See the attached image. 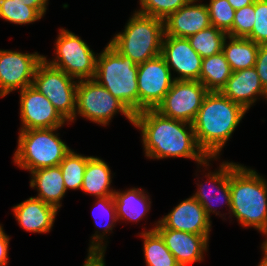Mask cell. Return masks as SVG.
Segmentation results:
<instances>
[{
	"label": "cell",
	"instance_id": "6da1fadb",
	"mask_svg": "<svg viewBox=\"0 0 267 266\" xmlns=\"http://www.w3.org/2000/svg\"><path fill=\"white\" fill-rule=\"evenodd\" d=\"M133 125L141 129L148 158L183 157L209 166V158L198 146L191 123L166 117L155 109H145L134 115Z\"/></svg>",
	"mask_w": 267,
	"mask_h": 266
},
{
	"label": "cell",
	"instance_id": "7a4b0ae2",
	"mask_svg": "<svg viewBox=\"0 0 267 266\" xmlns=\"http://www.w3.org/2000/svg\"><path fill=\"white\" fill-rule=\"evenodd\" d=\"M246 112L220 91L208 92L192 125L198 146L209 160L217 159Z\"/></svg>",
	"mask_w": 267,
	"mask_h": 266
},
{
	"label": "cell",
	"instance_id": "3957f363",
	"mask_svg": "<svg viewBox=\"0 0 267 266\" xmlns=\"http://www.w3.org/2000/svg\"><path fill=\"white\" fill-rule=\"evenodd\" d=\"M230 212L243 227L267 234V182L255 170L229 162Z\"/></svg>",
	"mask_w": 267,
	"mask_h": 266
},
{
	"label": "cell",
	"instance_id": "277c9868",
	"mask_svg": "<svg viewBox=\"0 0 267 266\" xmlns=\"http://www.w3.org/2000/svg\"><path fill=\"white\" fill-rule=\"evenodd\" d=\"M138 65L110 43L97 57L94 78L134 115L138 113Z\"/></svg>",
	"mask_w": 267,
	"mask_h": 266
},
{
	"label": "cell",
	"instance_id": "5b68a950",
	"mask_svg": "<svg viewBox=\"0 0 267 266\" xmlns=\"http://www.w3.org/2000/svg\"><path fill=\"white\" fill-rule=\"evenodd\" d=\"M164 35V20L135 11L124 32L116 34L109 43L139 65L161 54Z\"/></svg>",
	"mask_w": 267,
	"mask_h": 266
},
{
	"label": "cell",
	"instance_id": "8992f818",
	"mask_svg": "<svg viewBox=\"0 0 267 266\" xmlns=\"http://www.w3.org/2000/svg\"><path fill=\"white\" fill-rule=\"evenodd\" d=\"M57 129L20 130L14 163L29 172L59 166L71 149L58 137V134H54Z\"/></svg>",
	"mask_w": 267,
	"mask_h": 266
},
{
	"label": "cell",
	"instance_id": "52a82bcc",
	"mask_svg": "<svg viewBox=\"0 0 267 266\" xmlns=\"http://www.w3.org/2000/svg\"><path fill=\"white\" fill-rule=\"evenodd\" d=\"M117 112L134 124V114L95 79L78 80L75 117L78 113L94 123L107 125Z\"/></svg>",
	"mask_w": 267,
	"mask_h": 266
},
{
	"label": "cell",
	"instance_id": "ba28073f",
	"mask_svg": "<svg viewBox=\"0 0 267 266\" xmlns=\"http://www.w3.org/2000/svg\"><path fill=\"white\" fill-rule=\"evenodd\" d=\"M44 59L37 65L32 86L45 95L58 112L68 121L75 120L78 81Z\"/></svg>",
	"mask_w": 267,
	"mask_h": 266
},
{
	"label": "cell",
	"instance_id": "9c48e42d",
	"mask_svg": "<svg viewBox=\"0 0 267 266\" xmlns=\"http://www.w3.org/2000/svg\"><path fill=\"white\" fill-rule=\"evenodd\" d=\"M56 58L49 61L51 66L62 70L72 78L79 80L92 79L95 75L97 57L89 46L77 35L61 29L56 40Z\"/></svg>",
	"mask_w": 267,
	"mask_h": 266
},
{
	"label": "cell",
	"instance_id": "30bf717a",
	"mask_svg": "<svg viewBox=\"0 0 267 266\" xmlns=\"http://www.w3.org/2000/svg\"><path fill=\"white\" fill-rule=\"evenodd\" d=\"M208 92L200 81L174 80L155 110L166 117L192 124Z\"/></svg>",
	"mask_w": 267,
	"mask_h": 266
},
{
	"label": "cell",
	"instance_id": "8fae6325",
	"mask_svg": "<svg viewBox=\"0 0 267 266\" xmlns=\"http://www.w3.org/2000/svg\"><path fill=\"white\" fill-rule=\"evenodd\" d=\"M137 80L138 112L155 109L174 82L161 54L138 65Z\"/></svg>",
	"mask_w": 267,
	"mask_h": 266
},
{
	"label": "cell",
	"instance_id": "7c38bea8",
	"mask_svg": "<svg viewBox=\"0 0 267 266\" xmlns=\"http://www.w3.org/2000/svg\"><path fill=\"white\" fill-rule=\"evenodd\" d=\"M36 53H21L12 50H0V97L13 90H23L31 86L37 65L43 60Z\"/></svg>",
	"mask_w": 267,
	"mask_h": 266
},
{
	"label": "cell",
	"instance_id": "4fadbf2b",
	"mask_svg": "<svg viewBox=\"0 0 267 266\" xmlns=\"http://www.w3.org/2000/svg\"><path fill=\"white\" fill-rule=\"evenodd\" d=\"M20 130L60 128L67 121L34 86L20 90Z\"/></svg>",
	"mask_w": 267,
	"mask_h": 266
},
{
	"label": "cell",
	"instance_id": "5bb4252c",
	"mask_svg": "<svg viewBox=\"0 0 267 266\" xmlns=\"http://www.w3.org/2000/svg\"><path fill=\"white\" fill-rule=\"evenodd\" d=\"M161 55L169 69L179 74L174 80L199 81L203 58L190 46L187 38L164 35Z\"/></svg>",
	"mask_w": 267,
	"mask_h": 266
},
{
	"label": "cell",
	"instance_id": "9a60e30c",
	"mask_svg": "<svg viewBox=\"0 0 267 266\" xmlns=\"http://www.w3.org/2000/svg\"><path fill=\"white\" fill-rule=\"evenodd\" d=\"M154 228L209 235L211 221L203 206L191 196L178 204L163 219L159 220Z\"/></svg>",
	"mask_w": 267,
	"mask_h": 266
},
{
	"label": "cell",
	"instance_id": "2e32d148",
	"mask_svg": "<svg viewBox=\"0 0 267 266\" xmlns=\"http://www.w3.org/2000/svg\"><path fill=\"white\" fill-rule=\"evenodd\" d=\"M195 2L190 0L164 20L165 35L187 38L212 25L207 5Z\"/></svg>",
	"mask_w": 267,
	"mask_h": 266
},
{
	"label": "cell",
	"instance_id": "e0dca14e",
	"mask_svg": "<svg viewBox=\"0 0 267 266\" xmlns=\"http://www.w3.org/2000/svg\"><path fill=\"white\" fill-rule=\"evenodd\" d=\"M180 266L203 260L208 248L209 235H198L172 229H155Z\"/></svg>",
	"mask_w": 267,
	"mask_h": 266
},
{
	"label": "cell",
	"instance_id": "ac0fdd59",
	"mask_svg": "<svg viewBox=\"0 0 267 266\" xmlns=\"http://www.w3.org/2000/svg\"><path fill=\"white\" fill-rule=\"evenodd\" d=\"M220 92L246 110L250 109L258 96L267 98V91L262 86L255 67L232 72Z\"/></svg>",
	"mask_w": 267,
	"mask_h": 266
},
{
	"label": "cell",
	"instance_id": "d6986e66",
	"mask_svg": "<svg viewBox=\"0 0 267 266\" xmlns=\"http://www.w3.org/2000/svg\"><path fill=\"white\" fill-rule=\"evenodd\" d=\"M58 209L39 198L29 199L13 207L19 225L26 231L47 233L53 227Z\"/></svg>",
	"mask_w": 267,
	"mask_h": 266
},
{
	"label": "cell",
	"instance_id": "ffe728a7",
	"mask_svg": "<svg viewBox=\"0 0 267 266\" xmlns=\"http://www.w3.org/2000/svg\"><path fill=\"white\" fill-rule=\"evenodd\" d=\"M30 173L32 175L30 187H36L39 192L36 198L59 209L60 200L66 193L61 168L59 166L46 167Z\"/></svg>",
	"mask_w": 267,
	"mask_h": 266
},
{
	"label": "cell",
	"instance_id": "44dd1931",
	"mask_svg": "<svg viewBox=\"0 0 267 266\" xmlns=\"http://www.w3.org/2000/svg\"><path fill=\"white\" fill-rule=\"evenodd\" d=\"M111 170L100 158L90 156L84 171L81 190L98 197L113 196L115 190L110 189Z\"/></svg>",
	"mask_w": 267,
	"mask_h": 266
},
{
	"label": "cell",
	"instance_id": "7402d4cb",
	"mask_svg": "<svg viewBox=\"0 0 267 266\" xmlns=\"http://www.w3.org/2000/svg\"><path fill=\"white\" fill-rule=\"evenodd\" d=\"M113 199L116 206V217L138 222L150 210V198L145 192L138 188L127 191H115Z\"/></svg>",
	"mask_w": 267,
	"mask_h": 266
},
{
	"label": "cell",
	"instance_id": "603a6c76",
	"mask_svg": "<svg viewBox=\"0 0 267 266\" xmlns=\"http://www.w3.org/2000/svg\"><path fill=\"white\" fill-rule=\"evenodd\" d=\"M229 43L227 44V39ZM223 44L225 55L232 72L254 67L259 45L248 38L232 37L228 35Z\"/></svg>",
	"mask_w": 267,
	"mask_h": 266
},
{
	"label": "cell",
	"instance_id": "cb8c5ba5",
	"mask_svg": "<svg viewBox=\"0 0 267 266\" xmlns=\"http://www.w3.org/2000/svg\"><path fill=\"white\" fill-rule=\"evenodd\" d=\"M206 177L208 176L209 180L208 181V185H212L213 187H211V190H214L215 192V186L217 185V193H220L219 199H217L218 197L216 195H208L211 193H206L205 191V186H203L202 184L198 185L199 189L197 190V192L193 195V197L203 206V208L205 209V212L207 214V216L210 218V213H215L216 209H214L212 206L211 201L212 200H220L222 198V200L224 201V199L226 200V205L229 207V209L231 208V192H230V186H229V162H222V164H220V168L218 171L216 172H210L207 175H205ZM212 183V184H210ZM216 184V185H215ZM208 189V188H207ZM220 191V192H219ZM212 192V191H211ZM221 200V201H222Z\"/></svg>",
	"mask_w": 267,
	"mask_h": 266
},
{
	"label": "cell",
	"instance_id": "d4e9b609",
	"mask_svg": "<svg viewBox=\"0 0 267 266\" xmlns=\"http://www.w3.org/2000/svg\"><path fill=\"white\" fill-rule=\"evenodd\" d=\"M232 70L223 52L202 59L199 81L209 91H221L231 77Z\"/></svg>",
	"mask_w": 267,
	"mask_h": 266
},
{
	"label": "cell",
	"instance_id": "484cf974",
	"mask_svg": "<svg viewBox=\"0 0 267 266\" xmlns=\"http://www.w3.org/2000/svg\"><path fill=\"white\" fill-rule=\"evenodd\" d=\"M141 236L144 238L143 251L147 266H180L155 228L141 233Z\"/></svg>",
	"mask_w": 267,
	"mask_h": 266
},
{
	"label": "cell",
	"instance_id": "4316f807",
	"mask_svg": "<svg viewBox=\"0 0 267 266\" xmlns=\"http://www.w3.org/2000/svg\"><path fill=\"white\" fill-rule=\"evenodd\" d=\"M228 34L211 25L196 34L187 37L190 46L202 57L206 58L222 52Z\"/></svg>",
	"mask_w": 267,
	"mask_h": 266
},
{
	"label": "cell",
	"instance_id": "83f0119b",
	"mask_svg": "<svg viewBox=\"0 0 267 266\" xmlns=\"http://www.w3.org/2000/svg\"><path fill=\"white\" fill-rule=\"evenodd\" d=\"M89 157L70 150L60 162L59 167L61 168L66 191L67 189L78 190L82 188L84 171Z\"/></svg>",
	"mask_w": 267,
	"mask_h": 266
},
{
	"label": "cell",
	"instance_id": "f1b7e54d",
	"mask_svg": "<svg viewBox=\"0 0 267 266\" xmlns=\"http://www.w3.org/2000/svg\"><path fill=\"white\" fill-rule=\"evenodd\" d=\"M0 17L14 24H29L43 16L33 7L15 0H0Z\"/></svg>",
	"mask_w": 267,
	"mask_h": 266
},
{
	"label": "cell",
	"instance_id": "f546056e",
	"mask_svg": "<svg viewBox=\"0 0 267 266\" xmlns=\"http://www.w3.org/2000/svg\"><path fill=\"white\" fill-rule=\"evenodd\" d=\"M213 26L232 36V25L235 16V9L227 0H210L206 4Z\"/></svg>",
	"mask_w": 267,
	"mask_h": 266
},
{
	"label": "cell",
	"instance_id": "4dcf8cb0",
	"mask_svg": "<svg viewBox=\"0 0 267 266\" xmlns=\"http://www.w3.org/2000/svg\"><path fill=\"white\" fill-rule=\"evenodd\" d=\"M96 204L98 208L102 210V212L104 211V214L106 213V216L108 215L110 217L111 220L109 223L104 225L103 235H101L100 233L98 234L97 233L98 231H96V233L93 235L92 241H91L92 244L89 247V251H105L106 246L102 245V243H104L102 240H104L105 233L109 232L110 230L112 231L114 227V222L117 221L116 206H115L113 196L98 197ZM94 218H95V215H94ZM95 224H97V226L99 224V222H97V218L95 220Z\"/></svg>",
	"mask_w": 267,
	"mask_h": 266
},
{
	"label": "cell",
	"instance_id": "1f68e13d",
	"mask_svg": "<svg viewBox=\"0 0 267 266\" xmlns=\"http://www.w3.org/2000/svg\"><path fill=\"white\" fill-rule=\"evenodd\" d=\"M141 8L137 11L146 16L165 20L170 14L187 4L190 0H139Z\"/></svg>",
	"mask_w": 267,
	"mask_h": 266
},
{
	"label": "cell",
	"instance_id": "d6a6232c",
	"mask_svg": "<svg viewBox=\"0 0 267 266\" xmlns=\"http://www.w3.org/2000/svg\"><path fill=\"white\" fill-rule=\"evenodd\" d=\"M255 23V1L253 4L235 10L232 25V37L247 38Z\"/></svg>",
	"mask_w": 267,
	"mask_h": 266
},
{
	"label": "cell",
	"instance_id": "836d02e7",
	"mask_svg": "<svg viewBox=\"0 0 267 266\" xmlns=\"http://www.w3.org/2000/svg\"><path fill=\"white\" fill-rule=\"evenodd\" d=\"M247 38L258 45L267 44V0H255V23Z\"/></svg>",
	"mask_w": 267,
	"mask_h": 266
},
{
	"label": "cell",
	"instance_id": "e575fe53",
	"mask_svg": "<svg viewBox=\"0 0 267 266\" xmlns=\"http://www.w3.org/2000/svg\"><path fill=\"white\" fill-rule=\"evenodd\" d=\"M254 67L259 75L262 86L267 91V44L259 45Z\"/></svg>",
	"mask_w": 267,
	"mask_h": 266
},
{
	"label": "cell",
	"instance_id": "d590c367",
	"mask_svg": "<svg viewBox=\"0 0 267 266\" xmlns=\"http://www.w3.org/2000/svg\"><path fill=\"white\" fill-rule=\"evenodd\" d=\"M9 239L0 225V266H6L8 263Z\"/></svg>",
	"mask_w": 267,
	"mask_h": 266
},
{
	"label": "cell",
	"instance_id": "8d00e7d4",
	"mask_svg": "<svg viewBox=\"0 0 267 266\" xmlns=\"http://www.w3.org/2000/svg\"><path fill=\"white\" fill-rule=\"evenodd\" d=\"M88 257L86 258L83 266H105L104 253L105 251H88Z\"/></svg>",
	"mask_w": 267,
	"mask_h": 266
},
{
	"label": "cell",
	"instance_id": "74e56055",
	"mask_svg": "<svg viewBox=\"0 0 267 266\" xmlns=\"http://www.w3.org/2000/svg\"><path fill=\"white\" fill-rule=\"evenodd\" d=\"M15 1L35 8L42 16L45 14L47 10L46 5L48 3V0H15Z\"/></svg>",
	"mask_w": 267,
	"mask_h": 266
},
{
	"label": "cell",
	"instance_id": "f35d334b",
	"mask_svg": "<svg viewBox=\"0 0 267 266\" xmlns=\"http://www.w3.org/2000/svg\"><path fill=\"white\" fill-rule=\"evenodd\" d=\"M230 5L235 9H241L244 6H248L250 4H253L255 0H227Z\"/></svg>",
	"mask_w": 267,
	"mask_h": 266
},
{
	"label": "cell",
	"instance_id": "ab89813d",
	"mask_svg": "<svg viewBox=\"0 0 267 266\" xmlns=\"http://www.w3.org/2000/svg\"><path fill=\"white\" fill-rule=\"evenodd\" d=\"M267 236V234H265ZM267 238V237H266ZM262 250H263V258L267 260V239L262 244Z\"/></svg>",
	"mask_w": 267,
	"mask_h": 266
},
{
	"label": "cell",
	"instance_id": "60d3db41",
	"mask_svg": "<svg viewBox=\"0 0 267 266\" xmlns=\"http://www.w3.org/2000/svg\"><path fill=\"white\" fill-rule=\"evenodd\" d=\"M258 266H267V260H265L264 258L261 259V262Z\"/></svg>",
	"mask_w": 267,
	"mask_h": 266
}]
</instances>
